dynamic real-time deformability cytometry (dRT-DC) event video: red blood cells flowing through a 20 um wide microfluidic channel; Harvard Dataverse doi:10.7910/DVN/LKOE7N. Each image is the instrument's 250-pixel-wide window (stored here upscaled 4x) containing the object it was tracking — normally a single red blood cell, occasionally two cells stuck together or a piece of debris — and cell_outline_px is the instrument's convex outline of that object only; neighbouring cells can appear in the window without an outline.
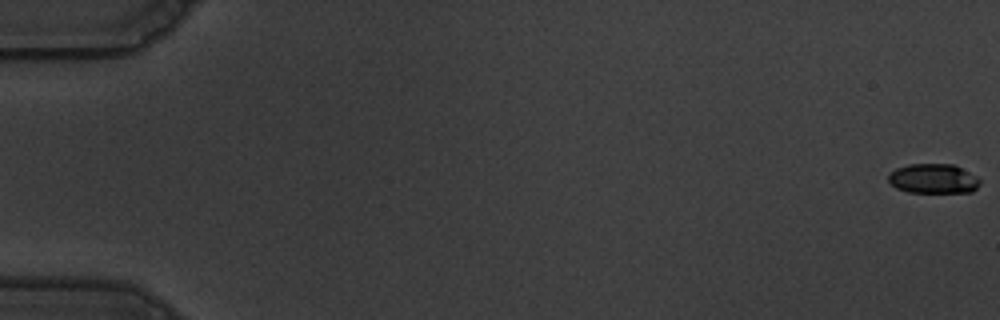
{"species": "common noctule bat (a hibernating species)", "species_latin": "Nyctalus noctula", "temperature_condition": "warm", "stored_images_in_passage": 51, "camera_frame_rate_fps": 3000, "um_per_image_px": 0.085, "animal": {"sex": "male", "body_mass_g": 19.5, "forearm_length_mm": 54.6}, "frame": {"image": 1, "passage_image": 1, "time_ms": 0.0, "image_size_px": [1000, 320], "cell_outline_px": [[980, 184], [972, 192], [908, 192], [896, 188], [888, 180], [888, 176], [896, 168], [908, 164], [956, 164], [976, 176], [980, 180]], "centroid_in_image_um": [79.35, 15.18], "position_along_channel_um": 5.6, "area_um2": 15.84}}
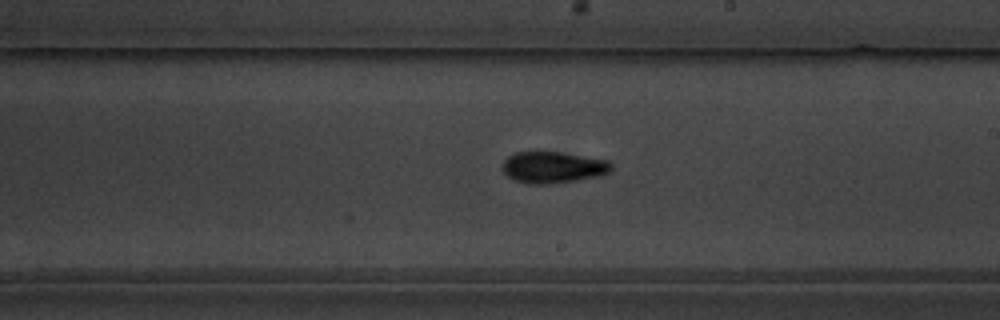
{"frame": {"image": 2, "passage_image": 35, "time_ms": 11.333, "image_size_px": [1000, 320], "cell_outline_px": [[612, 168], [608, 172], [600, 176], [552, 184], [532, 184], [512, 180], [504, 172], [500, 164], [508, 156], [516, 152], [560, 152], [608, 160], [612, 164]], "centroid_in_image_um": [46.98, 14.23], "position_along_channel_um": 242.0, "area_um2": 20.06}}
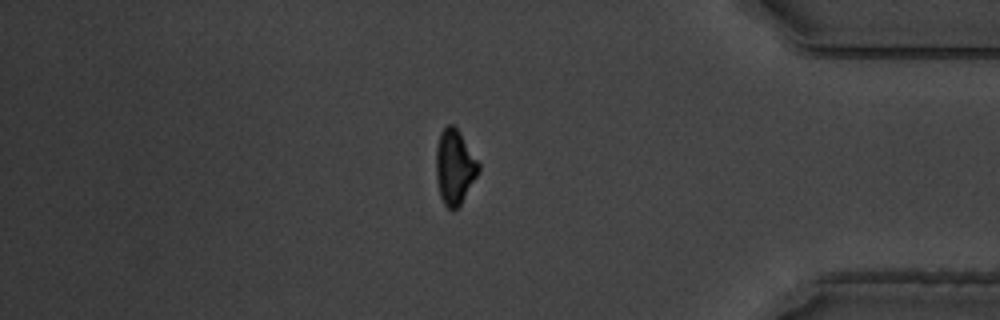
{"frame": {"image": 3, "passage_image": 50, "time_ms": 16.333, "image_size_px": [1000, 320], "cell_outline_px": [[480, 172], [460, 204], [452, 212], [444, 204], [440, 196], [436, 176], [436, 148], [440, 132], [448, 124], [452, 124], [460, 132], [480, 164]], "centroid_in_image_um": [38.65, 14.19], "position_along_channel_um": 396.6, "area_um2": 18.55}}